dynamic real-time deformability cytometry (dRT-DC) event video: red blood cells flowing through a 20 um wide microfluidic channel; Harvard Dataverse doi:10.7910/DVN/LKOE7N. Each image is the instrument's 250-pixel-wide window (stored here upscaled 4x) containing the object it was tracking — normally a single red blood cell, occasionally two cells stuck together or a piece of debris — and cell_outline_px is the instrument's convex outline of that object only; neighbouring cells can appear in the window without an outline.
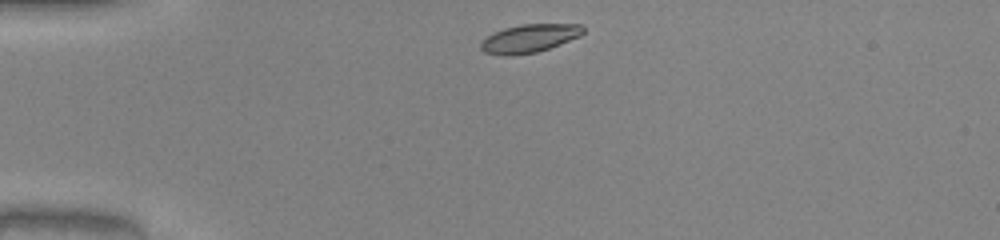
{"species": "common noctule bat (a hibernating species)", "species_latin": "Nyctalus noctula", "temperature_condition": "warm", "stored_images_in_passage": 29, "camera_frame_rate_fps": 3000, "um_per_image_px": 0.085, "animal": {"sex": "male", "body_mass_g": 20.0, "forearm_length_mm": 53.3}, "frame": {"image": 1, "passage_image": 1, "time_ms": 0.0, "image_size_px": [1000, 240], "cell_outline_px": [[584, 32], [580, 36], [548, 48], [536, 52], [512, 56], [504, 56], [484, 52], [480, 48], [480, 40], [492, 32], [504, 28], [520, 24], [580, 24], [584, 28]], "centroid_in_image_um": [44.93, 3.26], "position_along_channel_um": 40.1, "area_um2": 16.99}}
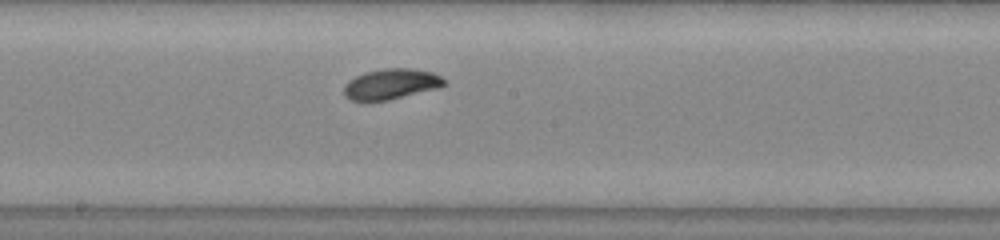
{"frame": {"image": 2, "passage_image": 17, "time_ms": 5.333, "image_size_px": [1000, 240], "cell_outline_px": [[448, 84], [440, 88], [388, 100], [348, 100], [344, 96], [344, 84], [348, 80], [364, 72], [384, 68], [412, 68], [432, 72], [448, 80]], "centroid_in_image_um": [33.28, 7.13], "position_along_channel_um": 214.9, "area_um2": 18.09}}
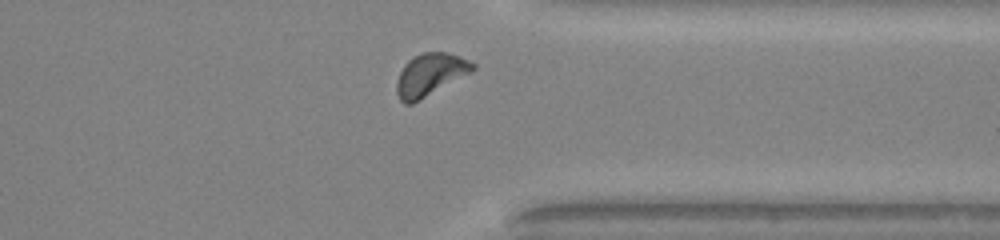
{"frame": {"image": 3, "passage_image": 29, "time_ms": 9.333, "image_size_px": [1000, 240], "cell_outline_px": [[476, 68], [472, 72], [412, 104], [404, 104], [400, 100], [396, 92], [396, 80], [404, 64], [412, 56], [424, 52], [444, 52], [460, 56], [476, 64]], "centroid_in_image_um": [36.55, 6.34], "position_along_channel_um": 374.9, "area_um2": 18.9}, "authors_computed_cell_mechanics": {"area_um2": 17.4556, "velocity_mm_per_s": 4.0329, "shape_relaxation_time_tau1_ms": 2.4005, "shape_relaxation_time_tau2_ms": null, "deformation_change_tau1": 0.1252, "deformation_change_tau2": null}}